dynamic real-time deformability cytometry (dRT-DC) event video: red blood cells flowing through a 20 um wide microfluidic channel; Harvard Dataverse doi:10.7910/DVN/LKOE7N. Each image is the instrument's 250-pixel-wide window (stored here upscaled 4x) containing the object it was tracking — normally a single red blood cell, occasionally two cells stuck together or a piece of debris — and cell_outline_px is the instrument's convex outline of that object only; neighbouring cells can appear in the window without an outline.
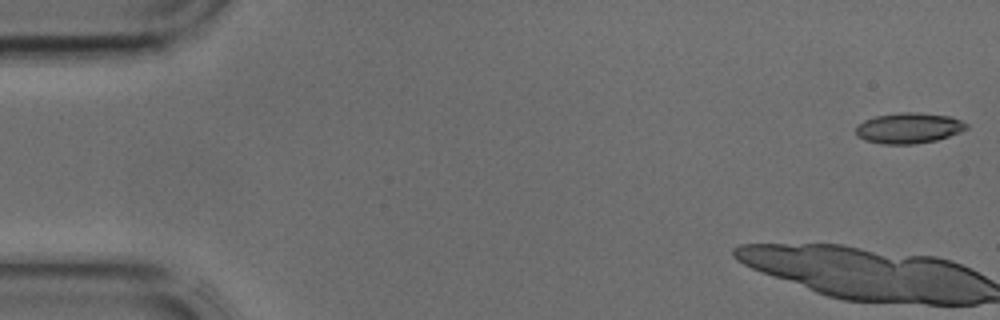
{"species": "common noctule bat (a hibernating species)", "species_latin": "Nyctalus noctula", "temperature_condition": "cold", "stored_images_in_passage": 10, "camera_frame_rate_fps": 3000, "um_per_image_px": 0.085, "animal": {"sex": "male", "body_mass_g": 17.9, "forearm_length_mm": 54.2}, "frame": {"image": 1, "passage_image": 1, "time_ms": 0.0, "image_size_px": [1000, 320], "cell_outline_px": [[968, 128], [960, 132], [936, 140], [912, 144], [884, 144], [864, 140], [856, 136], [856, 128], [864, 120], [876, 116], [900, 112], [916, 112], [952, 116], [968, 124]], "centroid_in_image_um": [77.25, 10.88], "position_along_channel_um": 7.7, "area_um2": 19.71}}